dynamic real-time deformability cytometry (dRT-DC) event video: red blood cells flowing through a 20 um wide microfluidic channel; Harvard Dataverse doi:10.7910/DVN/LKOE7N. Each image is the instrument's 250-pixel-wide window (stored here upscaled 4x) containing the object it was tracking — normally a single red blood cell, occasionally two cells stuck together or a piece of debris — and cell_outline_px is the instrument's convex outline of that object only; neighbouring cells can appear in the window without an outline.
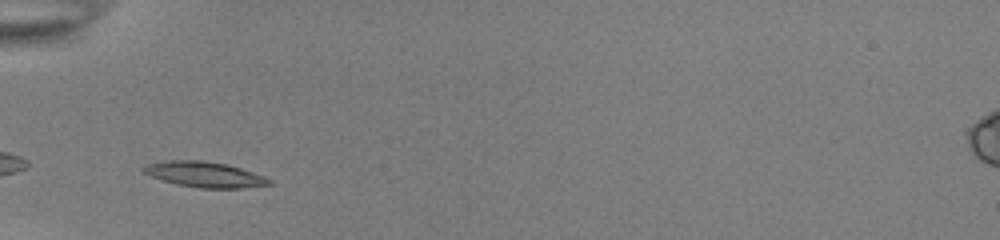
{"species": "common noctule bat (a hibernating species)", "species_latin": "Nyctalus noctula", "temperature_condition": "room temperature", "stored_images_in_passage": 30, "camera_frame_rate_fps": 3000, "um_per_image_px": 0.085, "animal": {"sex": "female", "body_mass_g": 22.0, "forearm_length_mm": 56.7}, "frame": {"image": 1, "passage_image": 1, "time_ms": 0.0, "image_size_px": [1000, 240], "cell_outline_px": [[272, 184], [244, 188], [200, 188], [180, 184], [164, 180], [140, 172], [140, 168], [144, 164], [164, 160], [200, 160], [224, 164], [240, 168], [264, 176], [272, 180]], "centroid_in_image_um": [17.34, 14.82], "position_along_channel_um": 67.7, "area_um2": 18.61}}
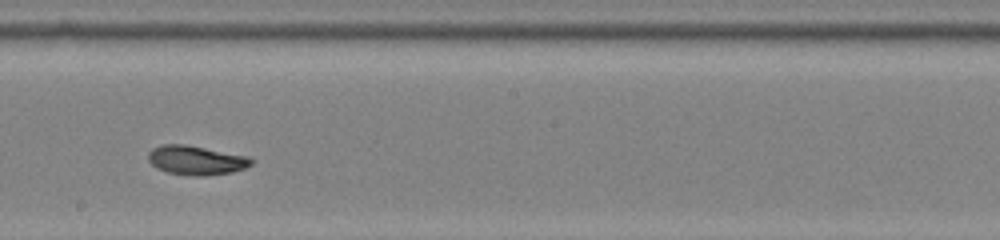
{"frame": {"image": 2, "passage_image": 14, "time_ms": 4.333, "image_size_px": [1000, 240], "cell_outline_px": [[256, 160], [252, 164], [244, 168], [232, 172], [204, 176], [192, 176], [168, 172], [156, 168], [148, 160], [148, 152], [152, 148], [164, 144], [184, 144], [248, 156]], "centroid_in_image_um": [16.68, 13.62], "position_along_channel_um": 231.5, "area_um2": 17.57}}
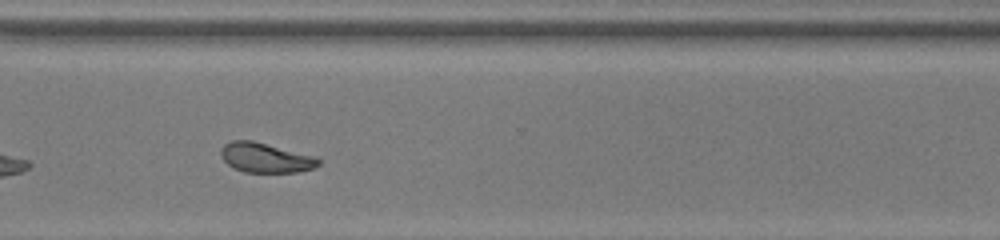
{"frame": {"image": 3, "passage_image": 23, "time_ms": 7.333, "image_size_px": [1000, 240], "cell_outline_px": [[320, 164], [312, 168], [296, 172], [244, 172], [232, 168], [220, 156], [220, 148], [224, 144], [232, 140], [252, 140], [316, 156], [320, 160]], "centroid_in_image_um": [22.54, 13.4], "position_along_channel_um": 348.1, "area_um2": 16.99}, "authors_computed_cell_mechanics": {"area_um2": 17.6001, "velocity_mm_per_s": 3.8609, "shape_relaxation_time_tau1_ms": 2.3991, "shape_relaxation_time_tau2_ms": 4.7585, "deformation_change_tau1": 0.1164, "deformation_change_tau2": 0.088}}